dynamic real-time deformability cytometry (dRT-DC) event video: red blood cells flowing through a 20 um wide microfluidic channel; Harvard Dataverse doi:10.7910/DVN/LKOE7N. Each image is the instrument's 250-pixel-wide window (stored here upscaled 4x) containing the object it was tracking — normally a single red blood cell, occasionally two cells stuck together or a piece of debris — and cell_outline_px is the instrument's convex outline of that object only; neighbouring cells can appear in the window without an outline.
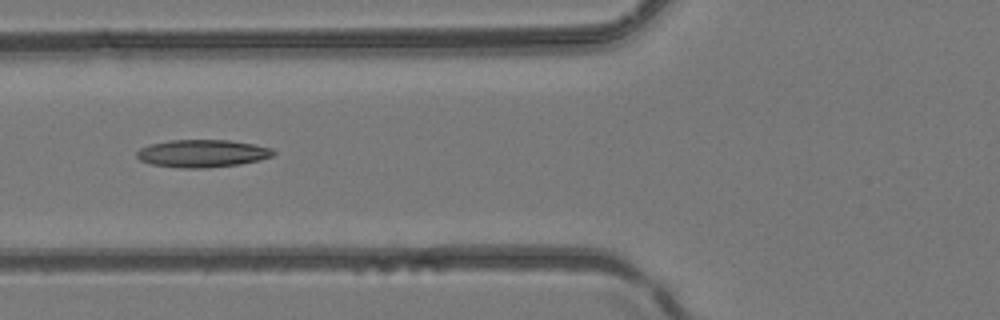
{"species": "common noctule bat (a hibernating species)", "species_latin": "Nyctalus noctula", "temperature_condition": "room temperature", "stored_images_in_passage": 5, "camera_frame_rate_fps": 3000, "um_per_image_px": 0.085, "animal": {"sex": "female", "body_mass_g": 24.6, "forearm_length_mm": 56.2}, "frame": {"image": 1, "passage_image": 4, "time_ms": 1.0, "image_size_px": [1000, 320], "cell_outline_px": [[276, 152], [272, 156], [260, 160], [240, 164], [208, 168], [184, 168], [152, 164], [140, 160], [136, 156], [136, 152], [140, 148], [148, 144], [168, 140], [228, 140], [252, 144], [272, 148]], "centroid_in_image_um": [17.18, 13.04], "position_along_channel_um": 108.6, "area_um2": 22.02}}
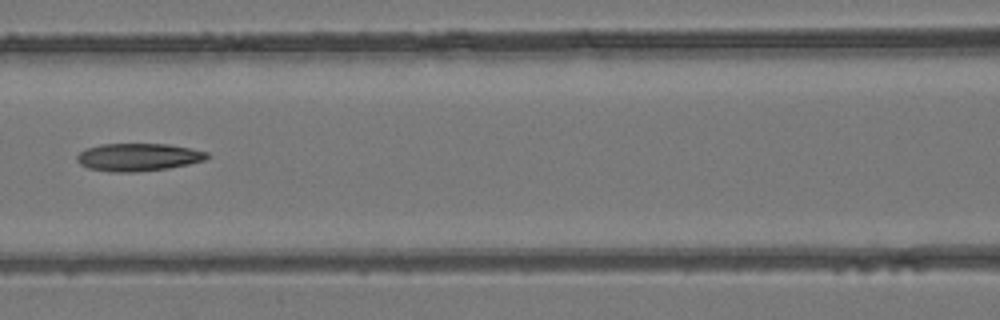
{"frame": {"image": 2, "passage_image": 5, "time_ms": 1.333, "image_size_px": [1000, 320], "cell_outline_px": [[208, 156], [204, 160], [188, 164], [168, 168], [136, 172], [108, 172], [88, 168], [80, 164], [76, 160], [76, 156], [80, 152], [88, 148], [100, 144], [168, 144], [208, 152]], "centroid_in_image_um": [11.71, 13.36], "position_along_channel_um": 154.9, "area_um2": 20.92}}